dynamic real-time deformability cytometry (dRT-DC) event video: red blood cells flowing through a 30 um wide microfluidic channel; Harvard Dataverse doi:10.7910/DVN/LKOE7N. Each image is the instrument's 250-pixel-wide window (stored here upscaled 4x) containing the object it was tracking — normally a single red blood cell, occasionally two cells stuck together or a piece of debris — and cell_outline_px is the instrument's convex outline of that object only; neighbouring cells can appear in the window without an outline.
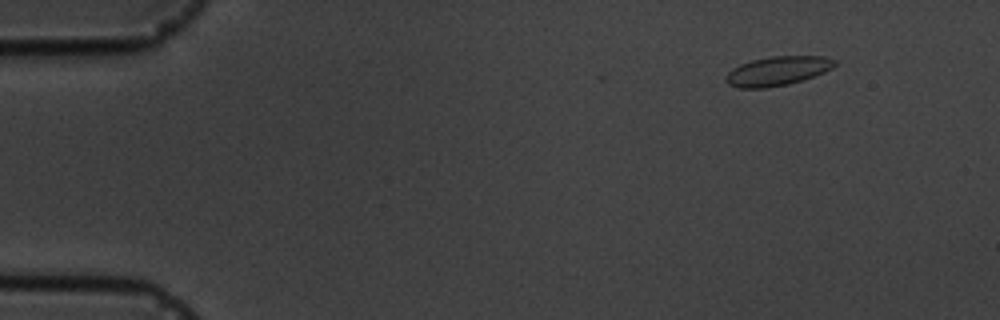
{"species": "common noctule bat (a hibernating species)", "species_latin": "Nyctalus noctula", "temperature_condition": "cold", "stored_images_in_passage": 2, "camera_frame_rate_fps": 3000, "um_per_image_px": 0.085, "animal": {"sex": "male", "body_mass_g": 19.5, "forearm_length_mm": 54.6}, "frame": {"image": 1, "passage_image": 2, "time_ms": 1.333, "image_size_px": [1000, 320], "cell_outline_px": [[836, 64], [832, 68], [824, 72], [788, 84], [768, 88], [740, 88], [728, 84], [724, 80], [724, 76], [732, 68], [740, 64], [752, 60], [772, 56], [824, 56], [836, 60]], "centroid_in_image_um": [66.05, 6.03], "position_along_channel_um": 19.0, "area_um2": 18.5}}